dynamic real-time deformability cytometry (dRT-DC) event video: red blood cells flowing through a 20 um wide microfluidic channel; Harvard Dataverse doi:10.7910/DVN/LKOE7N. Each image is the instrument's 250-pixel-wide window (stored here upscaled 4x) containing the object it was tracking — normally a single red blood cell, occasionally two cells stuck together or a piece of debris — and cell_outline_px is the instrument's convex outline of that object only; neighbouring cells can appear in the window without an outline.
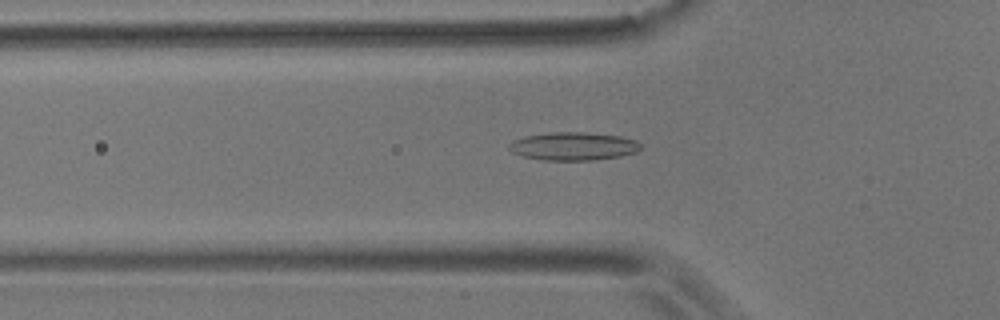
{"species": "common noctule bat (a hibernating species)", "species_latin": "Nyctalus noctula", "temperature_condition": "room temperature", "stored_images_in_passage": 49, "camera_frame_rate_fps": 3000, "um_per_image_px": 0.085, "animal": {"sex": "male", "body_mass_g": 17.9}, "frame": {"image": 1, "passage_image": 11, "time_ms": 3.333, "image_size_px": [1000, 320], "cell_outline_px": [[640, 148], [636, 152], [620, 156], [592, 160], [544, 160], [524, 156], [512, 152], [508, 148], [508, 144], [512, 140], [524, 136], [552, 132], [584, 132], [620, 136], [636, 140], [640, 144]], "centroid_in_image_um": [48.71, 12.42], "position_along_channel_um": 77.1, "area_um2": 21.5}}
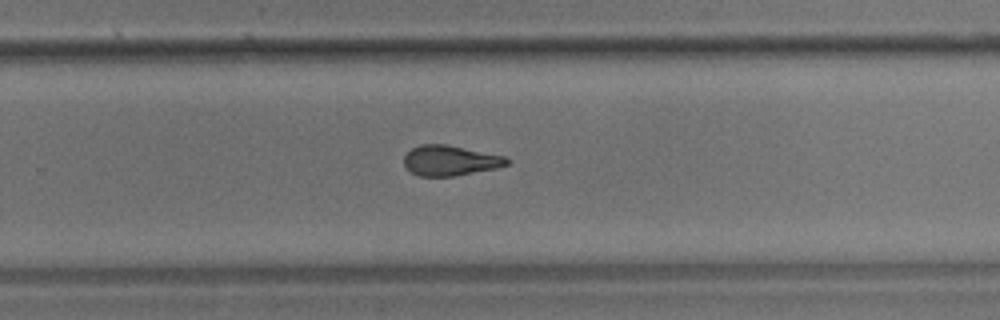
{"frame": {"image": 2, "passage_image": 29, "time_ms": 9.333, "image_size_px": [1000, 320], "cell_outline_px": [[508, 164], [496, 168], [456, 176], [420, 176], [404, 168], [404, 156], [412, 148], [420, 144], [448, 144], [504, 156], [508, 160]], "centroid_in_image_um": [38.23, 13.64], "position_along_channel_um": 291.6, "area_um2": 18.15}}
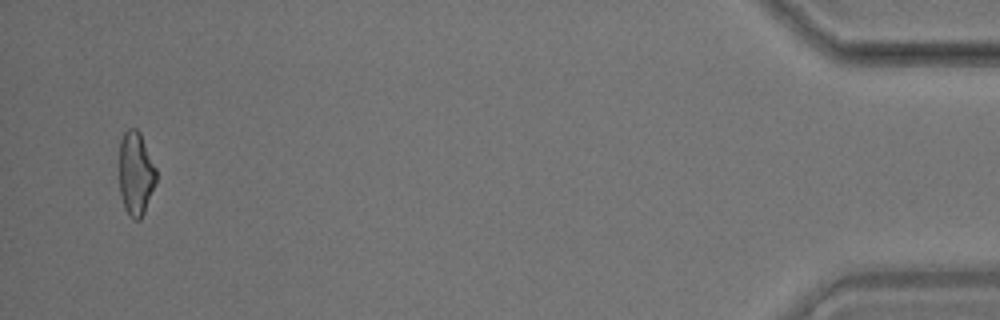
{"frame": {"image": 3, "passage_image": 47, "time_ms": 15.333, "image_size_px": [1000, 320], "cell_outline_px": [[156, 184], [144, 212], [140, 220], [136, 220], [128, 216], [124, 208], [120, 196], [120, 140], [124, 132], [128, 128], [136, 128], [140, 132], [156, 168]], "centroid_in_image_um": [11.54, 14.77], "position_along_channel_um": 423.7, "area_um2": 18.15}, "authors_computed_cell_mechanics": {"area_um2": 18.496, "velocity_mm_per_s": 3.5586, "shape_relaxation_time_tau1_ms": 8.0968, "shape_relaxation_time_tau2_ms": 3.2945, "deformation_change_tau1": 0.2018, "deformation_change_tau2": 0.1184}}